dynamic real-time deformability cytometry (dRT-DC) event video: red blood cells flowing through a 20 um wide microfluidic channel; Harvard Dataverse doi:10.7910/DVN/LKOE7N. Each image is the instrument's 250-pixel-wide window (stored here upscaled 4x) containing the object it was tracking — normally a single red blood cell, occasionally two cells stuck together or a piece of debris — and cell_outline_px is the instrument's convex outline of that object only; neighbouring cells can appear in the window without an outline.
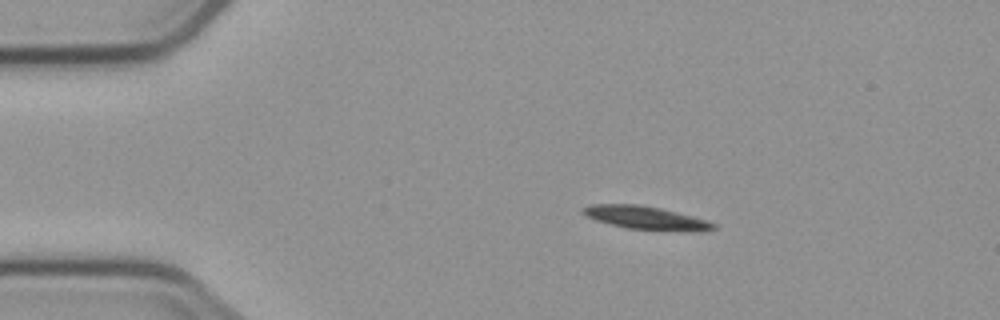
{"species": "common noctule bat (a hibernating species)", "species_latin": "Nyctalus noctula", "temperature_condition": "cold", "stored_images_in_passage": 7, "camera_frame_rate_fps": 3000, "um_per_image_px": 0.085, "animal": {"sex": "male", "body_mass_g": 23.1, "forearm_length_mm": 52.7}, "frame": {"image": 1, "passage_image": 2, "time_ms": 1.0, "image_size_px": [1000, 320], "cell_outline_px": [[716, 228], [700, 232], [692, 232], [628, 228], [596, 220], [580, 212], [580, 208], [588, 204], [640, 204], [660, 208], [708, 220], [716, 224]], "centroid_in_image_um": [54.92, 18.51], "position_along_channel_um": 30.1, "area_um2": 17.74}}
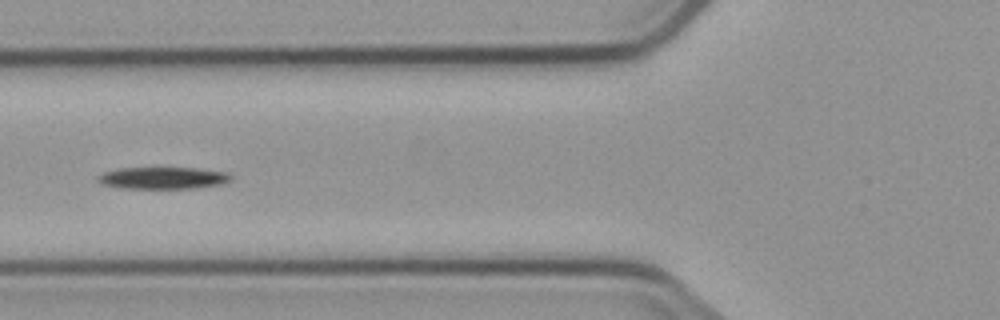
{"frame": {"image": 2, "passage_image": 5, "time_ms": 4.667, "image_size_px": [1000, 320], "cell_outline_px": [[232, 180], [224, 184], [196, 188], [120, 188], [100, 184], [96, 180], [96, 176], [104, 172], [120, 168], [196, 168], [228, 172], [232, 176]], "centroid_in_image_um": [13.86, 15.13], "position_along_channel_um": 111.9, "area_um2": 17.22}}
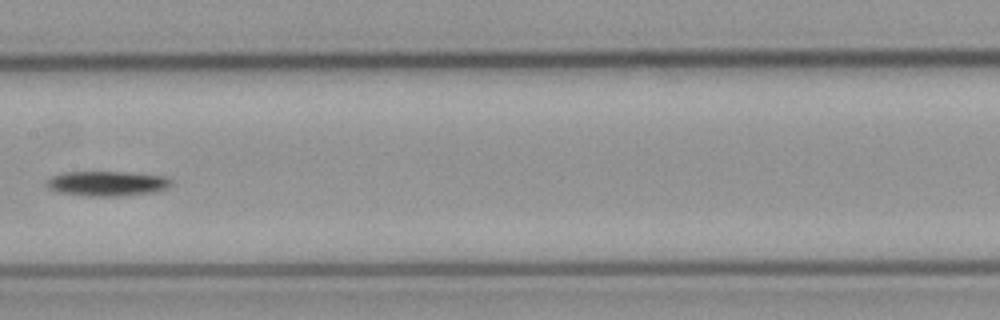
{"frame": {"image": 3, "passage_image": 7, "time_ms": 7.0, "image_size_px": [1000, 320], "cell_outline_px": [[172, 184], [168, 188], [156, 192], [116, 196], [88, 196], [60, 192], [48, 188], [44, 184], [44, 180], [60, 172], [124, 172], [164, 176], [172, 180]], "centroid_in_image_um": [9.07, 15.59], "position_along_channel_um": 198.3, "area_um2": 18.21}}